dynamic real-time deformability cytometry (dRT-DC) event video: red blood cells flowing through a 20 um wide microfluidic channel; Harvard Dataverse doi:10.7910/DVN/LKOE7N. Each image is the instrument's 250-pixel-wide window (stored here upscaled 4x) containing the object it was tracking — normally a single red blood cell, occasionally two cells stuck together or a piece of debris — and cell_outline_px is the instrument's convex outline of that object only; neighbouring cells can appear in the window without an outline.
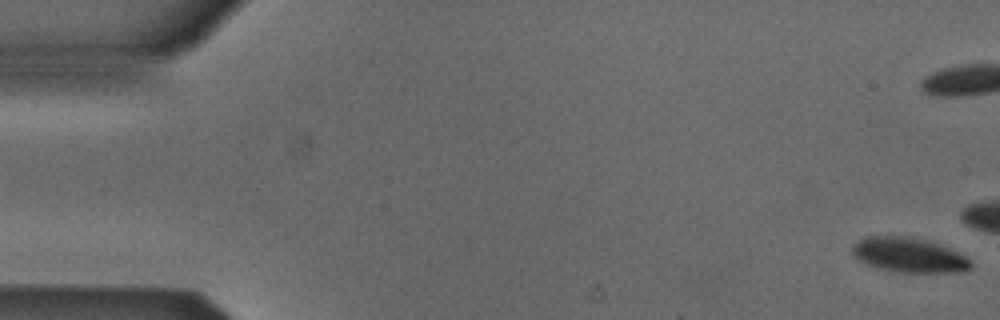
{"species": "Egyptian fruit bat (a non-hibernating species)", "species_latin": "Rousettus aegyptiacus", "temperature_condition": "cold", "stored_images_in_passage": 14, "camera_frame_rate_fps": 3000, "um_per_image_px": 0.085, "animal": {"sex": "male"}, "frame": {"image": 1, "passage_image": 1, "time_ms": 0.0, "image_size_px": [1000, 320], "cell_outline_px": [[972, 264], [968, 268], [960, 272], [900, 272], [880, 268], [856, 260], [852, 252], [852, 244], [868, 236], [912, 236], [928, 240], [940, 244], [964, 256]], "centroid_in_image_um": [77.21, 21.66], "position_along_channel_um": 7.8, "area_um2": 23.76}}